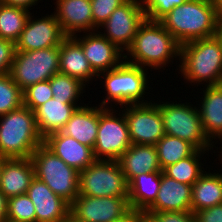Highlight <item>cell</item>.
I'll return each mask as SVG.
<instances>
[{"label":"cell","mask_w":222,"mask_h":222,"mask_svg":"<svg viewBox=\"0 0 222 222\" xmlns=\"http://www.w3.org/2000/svg\"><path fill=\"white\" fill-rule=\"evenodd\" d=\"M146 218L144 212L131 209L127 214L113 222H143Z\"/></svg>","instance_id":"ab89813d"},{"label":"cell","mask_w":222,"mask_h":222,"mask_svg":"<svg viewBox=\"0 0 222 222\" xmlns=\"http://www.w3.org/2000/svg\"><path fill=\"white\" fill-rule=\"evenodd\" d=\"M59 73L80 80L87 88L90 81H97V74L85 57L82 46L72 36H68L59 46Z\"/></svg>","instance_id":"44dd1931"},{"label":"cell","mask_w":222,"mask_h":222,"mask_svg":"<svg viewBox=\"0 0 222 222\" xmlns=\"http://www.w3.org/2000/svg\"><path fill=\"white\" fill-rule=\"evenodd\" d=\"M23 105L33 112L47 100L53 98L50 81L38 82L22 91Z\"/></svg>","instance_id":"836d02e7"},{"label":"cell","mask_w":222,"mask_h":222,"mask_svg":"<svg viewBox=\"0 0 222 222\" xmlns=\"http://www.w3.org/2000/svg\"><path fill=\"white\" fill-rule=\"evenodd\" d=\"M180 48L181 45L159 21L146 19L126 51L125 61L143 68L151 67V71L153 68L165 70L170 62L180 60Z\"/></svg>","instance_id":"6da1fadb"},{"label":"cell","mask_w":222,"mask_h":222,"mask_svg":"<svg viewBox=\"0 0 222 222\" xmlns=\"http://www.w3.org/2000/svg\"><path fill=\"white\" fill-rule=\"evenodd\" d=\"M6 218L16 222H36L35 206L27 194L8 199Z\"/></svg>","instance_id":"d6a6232c"},{"label":"cell","mask_w":222,"mask_h":222,"mask_svg":"<svg viewBox=\"0 0 222 222\" xmlns=\"http://www.w3.org/2000/svg\"><path fill=\"white\" fill-rule=\"evenodd\" d=\"M84 105L76 109L59 132L93 149L99 127V105Z\"/></svg>","instance_id":"cb8c5ba5"},{"label":"cell","mask_w":222,"mask_h":222,"mask_svg":"<svg viewBox=\"0 0 222 222\" xmlns=\"http://www.w3.org/2000/svg\"><path fill=\"white\" fill-rule=\"evenodd\" d=\"M54 16L67 36L93 32L91 0H55Z\"/></svg>","instance_id":"e0dca14e"},{"label":"cell","mask_w":222,"mask_h":222,"mask_svg":"<svg viewBox=\"0 0 222 222\" xmlns=\"http://www.w3.org/2000/svg\"><path fill=\"white\" fill-rule=\"evenodd\" d=\"M118 162L127 183L140 174L162 172L155 145L132 144Z\"/></svg>","instance_id":"603a6c76"},{"label":"cell","mask_w":222,"mask_h":222,"mask_svg":"<svg viewBox=\"0 0 222 222\" xmlns=\"http://www.w3.org/2000/svg\"><path fill=\"white\" fill-rule=\"evenodd\" d=\"M130 210L128 197L78 195L70 204V214L83 222H113Z\"/></svg>","instance_id":"4fadbf2b"},{"label":"cell","mask_w":222,"mask_h":222,"mask_svg":"<svg viewBox=\"0 0 222 222\" xmlns=\"http://www.w3.org/2000/svg\"><path fill=\"white\" fill-rule=\"evenodd\" d=\"M161 169L191 156L197 148L189 141L165 134L155 144Z\"/></svg>","instance_id":"f1b7e54d"},{"label":"cell","mask_w":222,"mask_h":222,"mask_svg":"<svg viewBox=\"0 0 222 222\" xmlns=\"http://www.w3.org/2000/svg\"><path fill=\"white\" fill-rule=\"evenodd\" d=\"M5 159L6 157L0 155V176H1V171H2V167H3Z\"/></svg>","instance_id":"bcb514c9"},{"label":"cell","mask_w":222,"mask_h":222,"mask_svg":"<svg viewBox=\"0 0 222 222\" xmlns=\"http://www.w3.org/2000/svg\"><path fill=\"white\" fill-rule=\"evenodd\" d=\"M22 105L23 95L20 87L12 80L10 74L0 75V116Z\"/></svg>","instance_id":"1f68e13d"},{"label":"cell","mask_w":222,"mask_h":222,"mask_svg":"<svg viewBox=\"0 0 222 222\" xmlns=\"http://www.w3.org/2000/svg\"><path fill=\"white\" fill-rule=\"evenodd\" d=\"M187 0H142L147 20L160 21L174 7Z\"/></svg>","instance_id":"e575fe53"},{"label":"cell","mask_w":222,"mask_h":222,"mask_svg":"<svg viewBox=\"0 0 222 222\" xmlns=\"http://www.w3.org/2000/svg\"><path fill=\"white\" fill-rule=\"evenodd\" d=\"M49 81L53 98L63 103H78L86 90V85L80 80L62 73L54 74Z\"/></svg>","instance_id":"4dcf8cb0"},{"label":"cell","mask_w":222,"mask_h":222,"mask_svg":"<svg viewBox=\"0 0 222 222\" xmlns=\"http://www.w3.org/2000/svg\"><path fill=\"white\" fill-rule=\"evenodd\" d=\"M215 37L220 41L222 45V14H220L218 17Z\"/></svg>","instance_id":"7bdbcfd3"},{"label":"cell","mask_w":222,"mask_h":222,"mask_svg":"<svg viewBox=\"0 0 222 222\" xmlns=\"http://www.w3.org/2000/svg\"><path fill=\"white\" fill-rule=\"evenodd\" d=\"M175 102H158L165 134L189 141L199 150L212 151L215 144L203 130L197 106L187 101L186 104L182 101Z\"/></svg>","instance_id":"52a82bcc"},{"label":"cell","mask_w":222,"mask_h":222,"mask_svg":"<svg viewBox=\"0 0 222 222\" xmlns=\"http://www.w3.org/2000/svg\"><path fill=\"white\" fill-rule=\"evenodd\" d=\"M43 144L78 172L96 160L91 147L83 145L73 137L63 135L60 132L48 135L44 138Z\"/></svg>","instance_id":"ac0fdd59"},{"label":"cell","mask_w":222,"mask_h":222,"mask_svg":"<svg viewBox=\"0 0 222 222\" xmlns=\"http://www.w3.org/2000/svg\"><path fill=\"white\" fill-rule=\"evenodd\" d=\"M2 222H16V221H13V220H9V219H4Z\"/></svg>","instance_id":"c3c4849f"},{"label":"cell","mask_w":222,"mask_h":222,"mask_svg":"<svg viewBox=\"0 0 222 222\" xmlns=\"http://www.w3.org/2000/svg\"><path fill=\"white\" fill-rule=\"evenodd\" d=\"M8 198L0 191V222L6 219Z\"/></svg>","instance_id":"b9f144b4"},{"label":"cell","mask_w":222,"mask_h":222,"mask_svg":"<svg viewBox=\"0 0 222 222\" xmlns=\"http://www.w3.org/2000/svg\"><path fill=\"white\" fill-rule=\"evenodd\" d=\"M146 19L142 0H127L111 13L98 31L125 53Z\"/></svg>","instance_id":"8fae6325"},{"label":"cell","mask_w":222,"mask_h":222,"mask_svg":"<svg viewBox=\"0 0 222 222\" xmlns=\"http://www.w3.org/2000/svg\"><path fill=\"white\" fill-rule=\"evenodd\" d=\"M179 59L176 70L188 83L215 86L222 82V45L215 36L181 45Z\"/></svg>","instance_id":"3957f363"},{"label":"cell","mask_w":222,"mask_h":222,"mask_svg":"<svg viewBox=\"0 0 222 222\" xmlns=\"http://www.w3.org/2000/svg\"><path fill=\"white\" fill-rule=\"evenodd\" d=\"M65 222H83V221H80L77 218L73 217L71 214H69Z\"/></svg>","instance_id":"f6af8a7d"},{"label":"cell","mask_w":222,"mask_h":222,"mask_svg":"<svg viewBox=\"0 0 222 222\" xmlns=\"http://www.w3.org/2000/svg\"><path fill=\"white\" fill-rule=\"evenodd\" d=\"M16 53L13 41L0 38V75L9 74Z\"/></svg>","instance_id":"74e56055"},{"label":"cell","mask_w":222,"mask_h":222,"mask_svg":"<svg viewBox=\"0 0 222 222\" xmlns=\"http://www.w3.org/2000/svg\"><path fill=\"white\" fill-rule=\"evenodd\" d=\"M204 172L192 185L191 211H197L222 204V177L216 172Z\"/></svg>","instance_id":"4316f807"},{"label":"cell","mask_w":222,"mask_h":222,"mask_svg":"<svg viewBox=\"0 0 222 222\" xmlns=\"http://www.w3.org/2000/svg\"><path fill=\"white\" fill-rule=\"evenodd\" d=\"M148 71V68L133 65L124 60L114 69L98 74L97 80L102 79L104 82L102 85L106 91L103 92L106 96L100 106L113 107L114 104L125 106L152 102L153 100L148 101V97L147 100L144 99V95L149 94L146 92L149 91L147 89H150Z\"/></svg>","instance_id":"277c9868"},{"label":"cell","mask_w":222,"mask_h":222,"mask_svg":"<svg viewBox=\"0 0 222 222\" xmlns=\"http://www.w3.org/2000/svg\"><path fill=\"white\" fill-rule=\"evenodd\" d=\"M127 0H91L93 31L103 25L111 13Z\"/></svg>","instance_id":"d590c367"},{"label":"cell","mask_w":222,"mask_h":222,"mask_svg":"<svg viewBox=\"0 0 222 222\" xmlns=\"http://www.w3.org/2000/svg\"><path fill=\"white\" fill-rule=\"evenodd\" d=\"M151 222H197L192 211H145Z\"/></svg>","instance_id":"8d00e7d4"},{"label":"cell","mask_w":222,"mask_h":222,"mask_svg":"<svg viewBox=\"0 0 222 222\" xmlns=\"http://www.w3.org/2000/svg\"><path fill=\"white\" fill-rule=\"evenodd\" d=\"M30 14L25 28L15 42L16 51H33L60 46L68 37L54 14L34 18Z\"/></svg>","instance_id":"5bb4252c"},{"label":"cell","mask_w":222,"mask_h":222,"mask_svg":"<svg viewBox=\"0 0 222 222\" xmlns=\"http://www.w3.org/2000/svg\"><path fill=\"white\" fill-rule=\"evenodd\" d=\"M82 106H84L83 103H63L54 98L39 106L34 113L38 131L43 139L52 133L59 132L76 109Z\"/></svg>","instance_id":"d4e9b609"},{"label":"cell","mask_w":222,"mask_h":222,"mask_svg":"<svg viewBox=\"0 0 222 222\" xmlns=\"http://www.w3.org/2000/svg\"><path fill=\"white\" fill-rule=\"evenodd\" d=\"M222 143V142H221ZM218 153H221V154H218L219 156V161H220V159H221V162H222V147H221V151L220 152H218Z\"/></svg>","instance_id":"7dc6e473"},{"label":"cell","mask_w":222,"mask_h":222,"mask_svg":"<svg viewBox=\"0 0 222 222\" xmlns=\"http://www.w3.org/2000/svg\"><path fill=\"white\" fill-rule=\"evenodd\" d=\"M219 14H222V0H209Z\"/></svg>","instance_id":"ee69618b"},{"label":"cell","mask_w":222,"mask_h":222,"mask_svg":"<svg viewBox=\"0 0 222 222\" xmlns=\"http://www.w3.org/2000/svg\"><path fill=\"white\" fill-rule=\"evenodd\" d=\"M192 186L161 173V183L155 202L146 211H191Z\"/></svg>","instance_id":"7402d4cb"},{"label":"cell","mask_w":222,"mask_h":222,"mask_svg":"<svg viewBox=\"0 0 222 222\" xmlns=\"http://www.w3.org/2000/svg\"><path fill=\"white\" fill-rule=\"evenodd\" d=\"M209 151L210 150L197 149L191 156L165 167L162 172L166 176L173 178L178 182L192 186L205 172L204 167H201L203 164L200 160L205 153L208 152L209 154Z\"/></svg>","instance_id":"83f0119b"},{"label":"cell","mask_w":222,"mask_h":222,"mask_svg":"<svg viewBox=\"0 0 222 222\" xmlns=\"http://www.w3.org/2000/svg\"><path fill=\"white\" fill-rule=\"evenodd\" d=\"M161 173H144L135 176L128 183V200L131 209L145 212L156 200Z\"/></svg>","instance_id":"484cf974"},{"label":"cell","mask_w":222,"mask_h":222,"mask_svg":"<svg viewBox=\"0 0 222 222\" xmlns=\"http://www.w3.org/2000/svg\"><path fill=\"white\" fill-rule=\"evenodd\" d=\"M40 1L41 0H0V2L2 4L22 7V8L29 10V11L33 9L31 7H33L35 5L37 6Z\"/></svg>","instance_id":"60d3db41"},{"label":"cell","mask_w":222,"mask_h":222,"mask_svg":"<svg viewBox=\"0 0 222 222\" xmlns=\"http://www.w3.org/2000/svg\"><path fill=\"white\" fill-rule=\"evenodd\" d=\"M84 51L92 70L98 75L114 69L125 60V53L99 31L72 36Z\"/></svg>","instance_id":"9a60e30c"},{"label":"cell","mask_w":222,"mask_h":222,"mask_svg":"<svg viewBox=\"0 0 222 222\" xmlns=\"http://www.w3.org/2000/svg\"><path fill=\"white\" fill-rule=\"evenodd\" d=\"M121 107L132 144L155 145L165 135L158 100Z\"/></svg>","instance_id":"7c38bea8"},{"label":"cell","mask_w":222,"mask_h":222,"mask_svg":"<svg viewBox=\"0 0 222 222\" xmlns=\"http://www.w3.org/2000/svg\"><path fill=\"white\" fill-rule=\"evenodd\" d=\"M219 13L209 0H187L159 22L183 45L215 36Z\"/></svg>","instance_id":"7a4b0ae2"},{"label":"cell","mask_w":222,"mask_h":222,"mask_svg":"<svg viewBox=\"0 0 222 222\" xmlns=\"http://www.w3.org/2000/svg\"><path fill=\"white\" fill-rule=\"evenodd\" d=\"M26 194L34 203L36 222H65L68 218L70 204L36 177Z\"/></svg>","instance_id":"2e32d148"},{"label":"cell","mask_w":222,"mask_h":222,"mask_svg":"<svg viewBox=\"0 0 222 222\" xmlns=\"http://www.w3.org/2000/svg\"><path fill=\"white\" fill-rule=\"evenodd\" d=\"M194 215L197 222H222V204L199 210Z\"/></svg>","instance_id":"f35d334b"},{"label":"cell","mask_w":222,"mask_h":222,"mask_svg":"<svg viewBox=\"0 0 222 222\" xmlns=\"http://www.w3.org/2000/svg\"><path fill=\"white\" fill-rule=\"evenodd\" d=\"M59 73V46L33 51H16L10 76L23 91Z\"/></svg>","instance_id":"30bf717a"},{"label":"cell","mask_w":222,"mask_h":222,"mask_svg":"<svg viewBox=\"0 0 222 222\" xmlns=\"http://www.w3.org/2000/svg\"><path fill=\"white\" fill-rule=\"evenodd\" d=\"M79 195L128 197V183L119 162L95 160L79 172Z\"/></svg>","instance_id":"ba28073f"},{"label":"cell","mask_w":222,"mask_h":222,"mask_svg":"<svg viewBox=\"0 0 222 222\" xmlns=\"http://www.w3.org/2000/svg\"><path fill=\"white\" fill-rule=\"evenodd\" d=\"M203 87V93L200 92L203 95L200 102L196 99L201 105L197 103L196 105H199L197 108L206 136L216 144L222 142V87L220 85Z\"/></svg>","instance_id":"ffe728a7"},{"label":"cell","mask_w":222,"mask_h":222,"mask_svg":"<svg viewBox=\"0 0 222 222\" xmlns=\"http://www.w3.org/2000/svg\"><path fill=\"white\" fill-rule=\"evenodd\" d=\"M31 11L17 6L5 5L0 2V38L18 40L25 28Z\"/></svg>","instance_id":"f546056e"},{"label":"cell","mask_w":222,"mask_h":222,"mask_svg":"<svg viewBox=\"0 0 222 222\" xmlns=\"http://www.w3.org/2000/svg\"><path fill=\"white\" fill-rule=\"evenodd\" d=\"M43 143L35 113L28 107L22 105L0 116V155L6 158H30Z\"/></svg>","instance_id":"5b68a950"},{"label":"cell","mask_w":222,"mask_h":222,"mask_svg":"<svg viewBox=\"0 0 222 222\" xmlns=\"http://www.w3.org/2000/svg\"><path fill=\"white\" fill-rule=\"evenodd\" d=\"M35 177L71 204L79 195V172L67 165L44 144L31 155Z\"/></svg>","instance_id":"8992f818"},{"label":"cell","mask_w":222,"mask_h":222,"mask_svg":"<svg viewBox=\"0 0 222 222\" xmlns=\"http://www.w3.org/2000/svg\"><path fill=\"white\" fill-rule=\"evenodd\" d=\"M131 145L123 110L99 105V127L93 148L95 159L118 161Z\"/></svg>","instance_id":"9c48e42d"},{"label":"cell","mask_w":222,"mask_h":222,"mask_svg":"<svg viewBox=\"0 0 222 222\" xmlns=\"http://www.w3.org/2000/svg\"><path fill=\"white\" fill-rule=\"evenodd\" d=\"M143 222H151L148 218H146Z\"/></svg>","instance_id":"681fc988"},{"label":"cell","mask_w":222,"mask_h":222,"mask_svg":"<svg viewBox=\"0 0 222 222\" xmlns=\"http://www.w3.org/2000/svg\"><path fill=\"white\" fill-rule=\"evenodd\" d=\"M34 178L31 158H6L0 176V191L8 199L26 194Z\"/></svg>","instance_id":"d6986e66"}]
</instances>
